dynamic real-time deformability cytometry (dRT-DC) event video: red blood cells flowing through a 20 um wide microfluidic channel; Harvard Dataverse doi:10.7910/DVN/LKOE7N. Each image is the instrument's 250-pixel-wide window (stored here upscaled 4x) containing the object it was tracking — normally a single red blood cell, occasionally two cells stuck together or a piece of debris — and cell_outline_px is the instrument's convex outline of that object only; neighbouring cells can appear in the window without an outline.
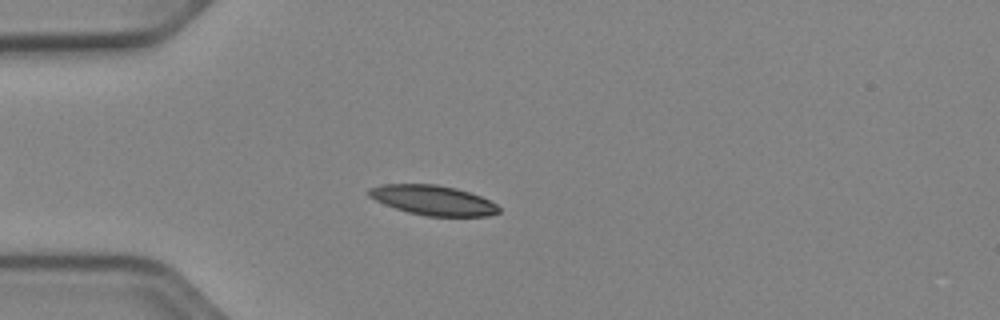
{"species": "Egyptian fruit bat (a non-hibernating species)", "species_latin": "Rousettus aegyptiacus", "temperature_condition": "cold", "stored_images_in_passage": 42, "camera_frame_rate_fps": 3000, "um_per_image_px": 0.085, "animal": {"sex": "female"}, "frame": {"image": 1, "passage_image": 8, "time_ms": 2.333, "image_size_px": [1000, 320], "cell_outline_px": [[500, 212], [488, 216], [424, 216], [408, 212], [384, 204], [368, 196], [368, 188], [380, 184], [436, 184], [456, 188], [480, 196], [496, 204], [500, 208]], "centroid_in_image_um": [36.79, 17.02], "position_along_channel_um": 48.2, "area_um2": 22.54}}
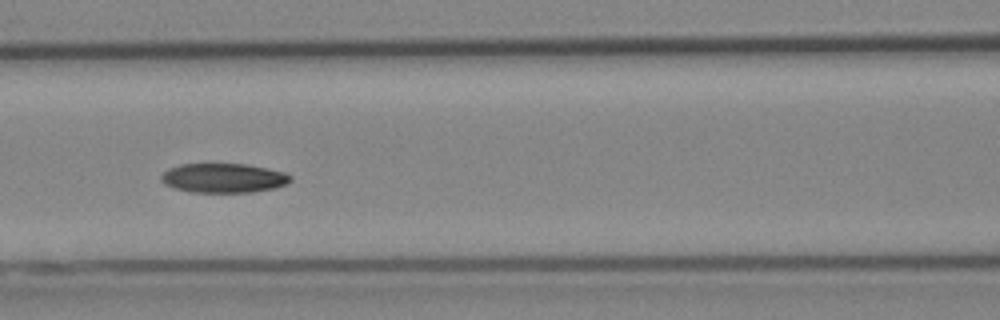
{"frame": {"image": 2, "passage_image": 17, "time_ms": 5.333, "image_size_px": [1000, 320], "cell_outline_px": [[292, 180], [288, 184], [276, 188], [252, 192], [192, 192], [176, 188], [164, 184], [160, 180], [160, 176], [168, 168], [180, 164], [248, 164], [284, 172], [292, 176]], "centroid_in_image_um": [19.02, 15.13], "position_along_channel_um": 147.6, "area_um2": 22.25}}
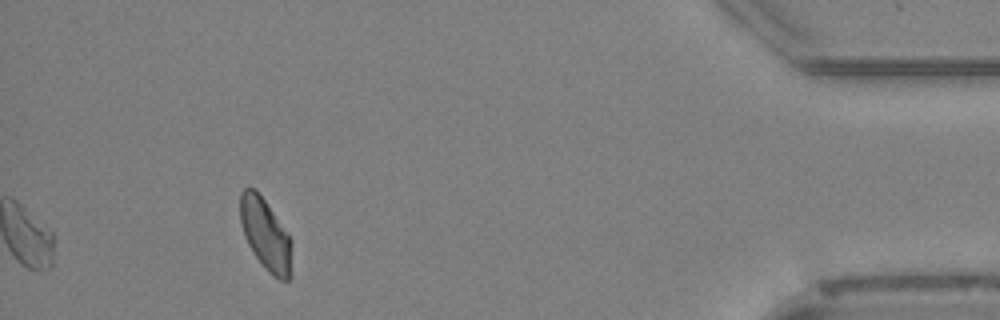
{"frame": {"image": 3, "passage_image": 42, "time_ms": 13.667, "image_size_px": [1000, 320], "cell_outline_px": [[292, 244], [288, 280], [280, 280], [268, 272], [256, 256], [248, 244], [244, 236], [240, 224], [240, 192], [244, 188], [256, 188], [288, 232], [292, 240]], "centroid_in_image_um": [22.55, 19.87], "position_along_channel_um": 412.6, "area_um2": 21.44}, "authors_computed_cell_mechanics": {"area_um2": 22.3108, "velocity_mm_per_s": 3.8854, "shape_relaxation_time_tau1_ms": 3.6952, "shape_relaxation_time_tau2_ms": null, "deformation_change_tau1": 0.1125, "deformation_change_tau2": null}}